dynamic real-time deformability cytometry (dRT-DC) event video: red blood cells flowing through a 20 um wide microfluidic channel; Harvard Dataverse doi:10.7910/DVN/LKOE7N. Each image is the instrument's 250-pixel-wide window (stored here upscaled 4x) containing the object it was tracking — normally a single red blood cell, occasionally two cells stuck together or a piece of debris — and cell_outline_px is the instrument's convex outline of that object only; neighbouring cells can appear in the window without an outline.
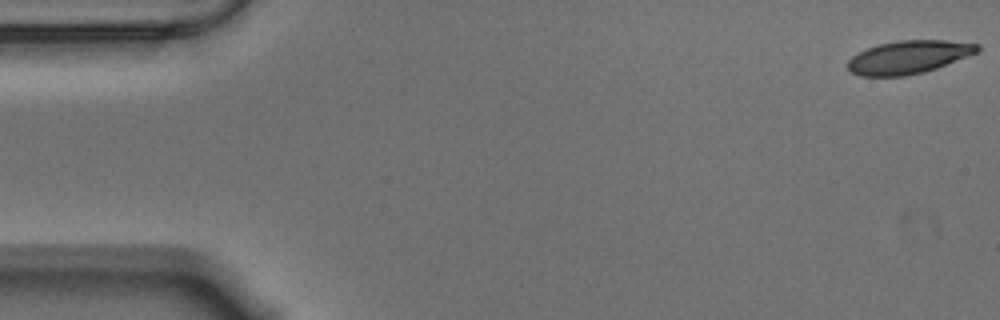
{"species": "Egyptian fruit bat (a non-hibernating species)", "species_latin": "Rousettus aegyptiacus", "temperature_condition": "warm", "stored_images_in_passage": 57, "camera_frame_rate_fps": 3000, "um_per_image_px": 0.085, "animal": {"sex": "male"}, "frame": {"image": 1, "passage_image": 1, "time_ms": 0.0, "image_size_px": [1000, 320], "cell_outline_px": [[980, 52], [936, 68], [924, 72], [904, 76], [860, 76], [852, 72], [848, 68], [848, 60], [852, 56], [868, 48], [880, 44], [900, 40], [948, 40], [980, 44]], "centroid_in_image_um": [77.28, 4.85], "position_along_channel_um": 7.7, "area_um2": 24.97}}
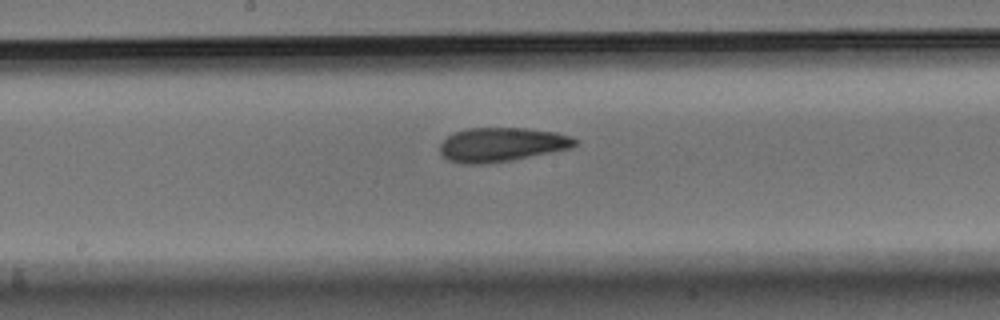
{"frame": {"image": 2, "passage_image": 29, "time_ms": 9.333, "image_size_px": [1000, 320], "cell_outline_px": [[576, 144], [572, 148], [512, 160], [484, 164], [460, 164], [448, 160], [440, 152], [440, 144], [448, 136], [456, 132], [468, 128], [524, 128], [556, 132], [572, 136], [576, 140]], "centroid_in_image_um": [42.64, 12.29], "position_along_channel_um": 205.6, "area_um2": 26.82}}
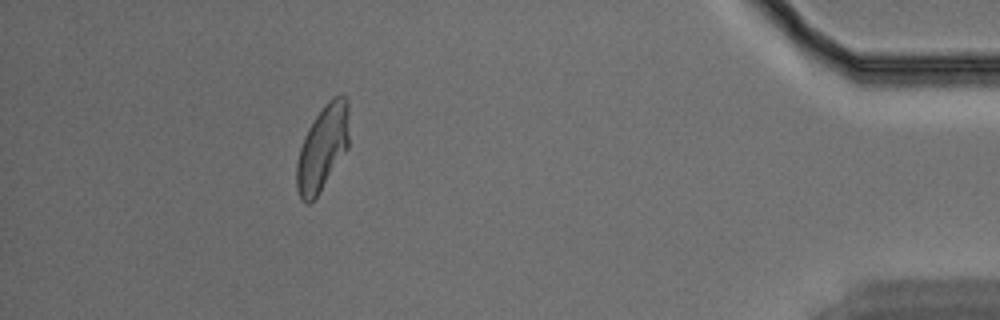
{"frame": {"image": 3, "passage_image": 51, "time_ms": 16.667, "image_size_px": [1000, 320], "cell_outline_px": [[348, 148], [320, 192], [308, 204], [300, 200], [296, 188], [296, 164], [300, 148], [304, 136], [308, 128], [324, 104], [332, 96], [344, 96], [348, 100]], "centroid_in_image_um": [27.4, 12.58], "position_along_channel_um": 407.8, "area_um2": 26.07}, "authors_computed_cell_mechanics": {"area_um2": 26.299, "velocity_mm_per_s": 3.5206, "shape_relaxation_time_tau1_ms": 7.0855, "shape_relaxation_time_tau2_ms": 2.3875, "deformation_change_tau1": 0.1929, "deformation_change_tau2": 0.0953}}